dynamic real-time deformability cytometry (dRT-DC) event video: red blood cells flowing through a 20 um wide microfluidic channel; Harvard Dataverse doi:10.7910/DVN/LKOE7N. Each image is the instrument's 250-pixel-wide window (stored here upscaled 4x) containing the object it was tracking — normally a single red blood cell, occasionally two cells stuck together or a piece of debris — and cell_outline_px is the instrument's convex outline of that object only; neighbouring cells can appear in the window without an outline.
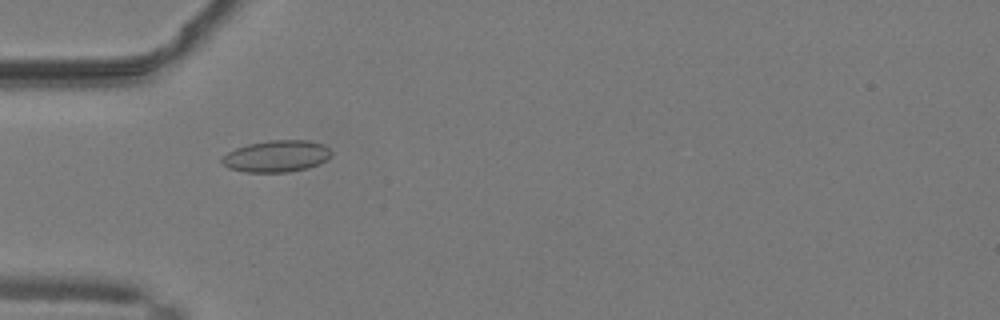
{"species": "common noctule bat (a hibernating species)", "species_latin": "Nyctalus noctula", "temperature_condition": "warm", "stored_images_in_passage": 30, "camera_frame_rate_fps": 3000, "um_per_image_px": 0.085, "animal": {"sex": "male", "body_mass_g": 19.2, "forearm_length_mm": 51.8}, "frame": {"image": 1, "passage_image": 3, "time_ms": 0.667, "image_size_px": [1000, 320], "cell_outline_px": [[332, 156], [320, 164], [308, 168], [288, 172], [244, 172], [228, 168], [220, 160], [228, 152], [236, 148], [248, 144], [268, 140], [308, 140], [324, 144], [332, 152]], "centroid_in_image_um": [23.54, 13.27], "position_along_channel_um": 61.5, "area_um2": 20.35}}
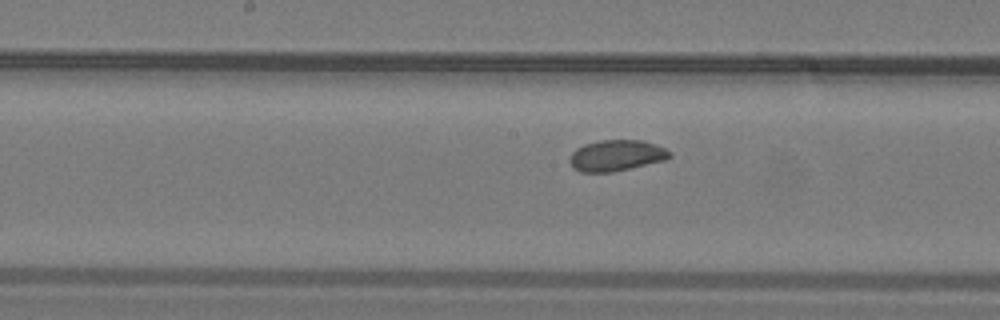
{"frame": {"image": 2, "passage_image": 13, "time_ms": 4.0, "image_size_px": [1000, 320], "cell_outline_px": [[672, 156], [664, 160], [612, 172], [580, 172], [572, 168], [568, 160], [572, 152], [576, 148], [584, 144], [600, 140], [640, 140], [664, 148]], "centroid_in_image_um": [52.31, 13.22], "position_along_channel_um": 195.9, "area_um2": 17.92}}
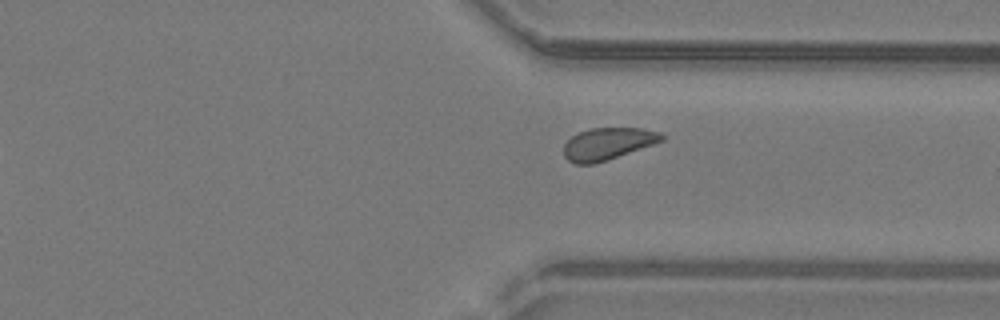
{"frame": {"image": 3, "passage_image": 25, "time_ms": 8.0, "image_size_px": [1000, 320], "cell_outline_px": [[664, 140], [608, 160], [592, 164], [576, 164], [568, 160], [564, 156], [564, 144], [572, 136], [580, 132], [592, 128], [644, 128], [660, 132], [664, 136]], "centroid_in_image_um": [51.66, 12.22], "position_along_channel_um": 359.7, "area_um2": 18.21}, "authors_computed_cell_mechanics": {"area_um2": 18.3515, "velocity_mm_per_s": 4.1008, "shape_relaxation_time_tau1_ms": 1.5044, "shape_relaxation_time_tau2_ms": null, "deformation_change_tau1": 0.0488, "deformation_change_tau2": null}}